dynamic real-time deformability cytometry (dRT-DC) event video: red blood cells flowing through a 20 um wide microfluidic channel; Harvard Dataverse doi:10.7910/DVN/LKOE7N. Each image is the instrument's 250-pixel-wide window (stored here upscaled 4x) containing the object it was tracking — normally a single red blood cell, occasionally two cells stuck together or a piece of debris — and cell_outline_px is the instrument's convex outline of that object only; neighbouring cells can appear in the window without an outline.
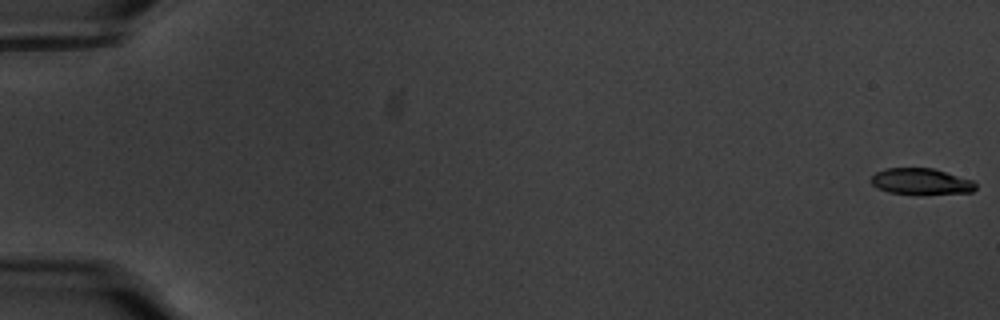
{"species": "common noctule bat (a hibernating species)", "species_latin": "Nyctalus noctula", "temperature_condition": "warm", "stored_images_in_passage": 16, "camera_frame_rate_fps": 3000, "um_per_image_px": 0.085, "animal": {"sex": "male", "body_mass_g": 20.1, "forearm_length_mm": 53.5}, "frame": {"image": 1, "passage_image": 1, "time_ms": 0.0, "image_size_px": [1000, 320], "cell_outline_px": [[976, 188], [972, 192], [920, 196], [888, 192], [876, 188], [872, 184], [872, 176], [876, 172], [888, 168], [932, 168], [972, 180], [976, 184]], "centroid_in_image_um": [78.29, 15.46], "position_along_channel_um": 6.7, "area_um2": 16.36}}
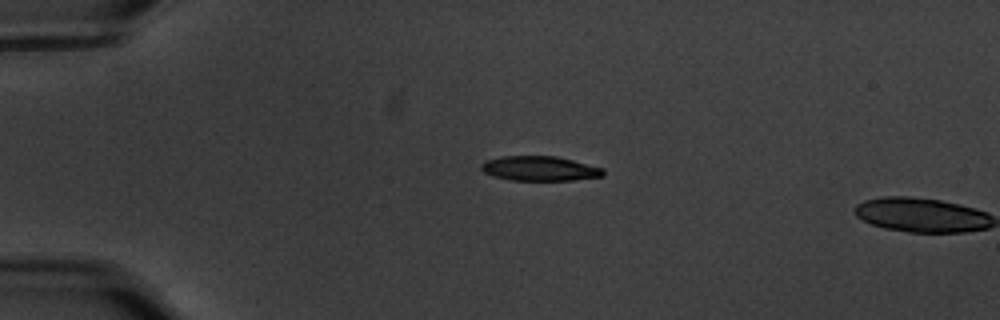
{"frame": {"image": 2, "passage_image": 15, "time_ms": 4.667, "image_size_px": [1000, 320], "cell_outline_px": [[604, 176], [572, 180], [512, 180], [492, 176], [484, 172], [480, 168], [480, 164], [488, 160], [500, 156], [556, 156], [604, 168]], "centroid_in_image_um": [45.87, 14.32], "position_along_channel_um": 39.1, "area_um2": 17.51}}